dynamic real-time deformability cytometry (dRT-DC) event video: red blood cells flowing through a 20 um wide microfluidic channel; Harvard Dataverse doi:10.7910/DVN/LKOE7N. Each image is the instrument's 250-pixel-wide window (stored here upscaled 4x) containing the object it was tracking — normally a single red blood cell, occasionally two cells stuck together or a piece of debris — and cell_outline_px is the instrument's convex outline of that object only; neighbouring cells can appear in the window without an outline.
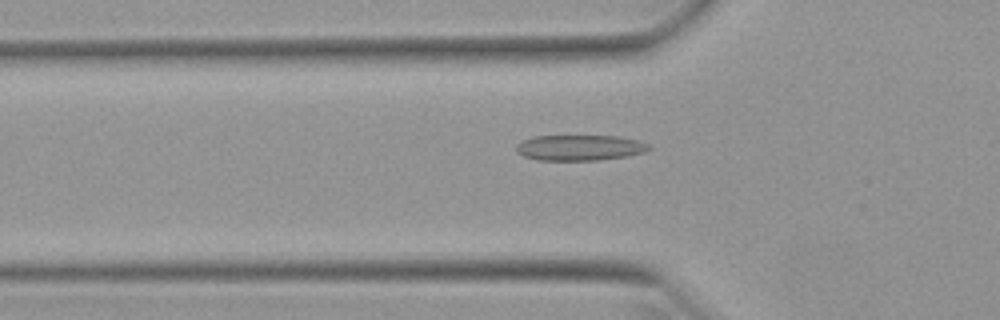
{"species": "Egyptian fruit bat (a non-hibernating species)", "species_latin": "Rousettus aegyptiacus", "temperature_condition": "warm", "stored_images_in_passage": 24, "camera_frame_rate_fps": 3000, "um_per_image_px": 0.085, "animal": {"sex": "female"}, "frame": {"image": 1, "passage_image": 2, "time_ms": 0.333, "image_size_px": [1000, 320], "cell_outline_px": [[652, 148], [644, 152], [628, 156], [596, 160], [536, 160], [524, 156], [516, 152], [516, 144], [532, 136], [620, 136], [636, 140], [648, 144]], "centroid_in_image_um": [49.26, 12.55], "position_along_channel_um": 76.5, "area_um2": 19.83}}
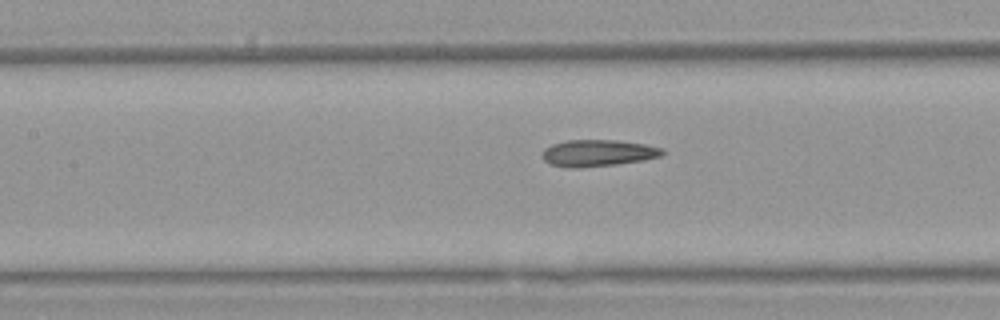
{"frame": {"image": 2, "passage_image": 8, "time_ms": 2.333, "image_size_px": [1000, 320], "cell_outline_px": [[664, 152], [660, 156], [644, 160], [616, 164], [584, 168], [568, 168], [548, 164], [540, 156], [544, 148], [552, 144], [568, 140], [616, 140], [644, 144], [664, 148]], "centroid_in_image_um": [50.77, 13.02], "position_along_channel_um": 156.6, "area_um2": 18.9}}
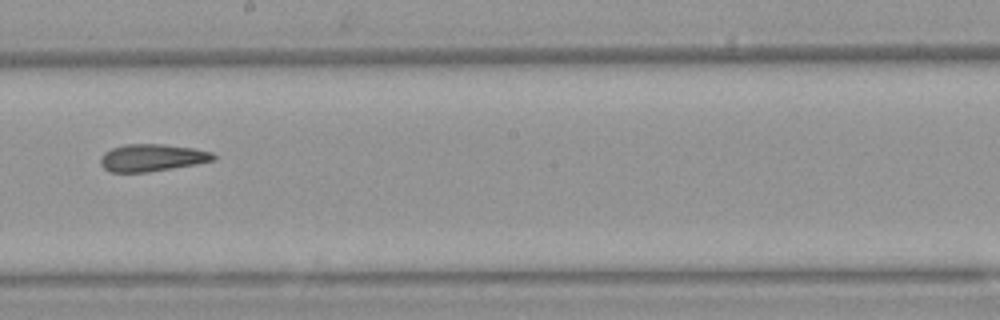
{"frame": {"image": 3, "passage_image": 14, "time_ms": 4.333, "image_size_px": [1000, 320], "cell_outline_px": [[216, 160], [196, 164], [148, 172], [108, 172], [100, 164], [100, 156], [104, 152], [112, 148], [124, 144], [164, 144], [192, 148], [212, 152], [216, 156]], "centroid_in_image_um": [12.9, 13.4], "position_along_channel_um": 235.3, "area_um2": 18.03}}